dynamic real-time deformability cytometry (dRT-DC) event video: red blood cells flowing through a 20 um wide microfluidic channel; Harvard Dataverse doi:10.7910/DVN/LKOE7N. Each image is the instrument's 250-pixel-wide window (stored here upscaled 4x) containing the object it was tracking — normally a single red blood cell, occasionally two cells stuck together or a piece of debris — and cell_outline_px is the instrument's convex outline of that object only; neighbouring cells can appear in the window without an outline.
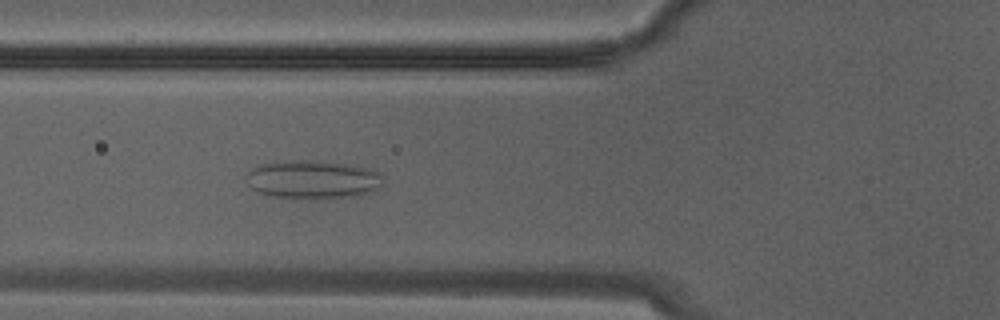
{"species": "Egyptian fruit bat (a non-hibernating species)", "species_latin": "Rousettus aegyptiacus", "temperature_condition": "warm", "stored_images_in_passage": 10, "camera_frame_rate_fps": 3000, "um_per_image_px": 0.085, "animal": {"sex": "male"}, "frame": {"image": 1, "passage_image": 10, "time_ms": 3.0, "image_size_px": [1000, 320], "cell_outline_px": [[380, 188], [360, 196], [312, 200], [308, 200], [272, 196], [256, 192], [248, 184], [248, 172], [252, 168], [264, 164], [292, 160], [320, 160], [348, 164], [368, 168], [380, 172]], "centroid_in_image_um": [26.61, 15.28], "position_along_channel_um": 99.2, "area_um2": 31.04}}